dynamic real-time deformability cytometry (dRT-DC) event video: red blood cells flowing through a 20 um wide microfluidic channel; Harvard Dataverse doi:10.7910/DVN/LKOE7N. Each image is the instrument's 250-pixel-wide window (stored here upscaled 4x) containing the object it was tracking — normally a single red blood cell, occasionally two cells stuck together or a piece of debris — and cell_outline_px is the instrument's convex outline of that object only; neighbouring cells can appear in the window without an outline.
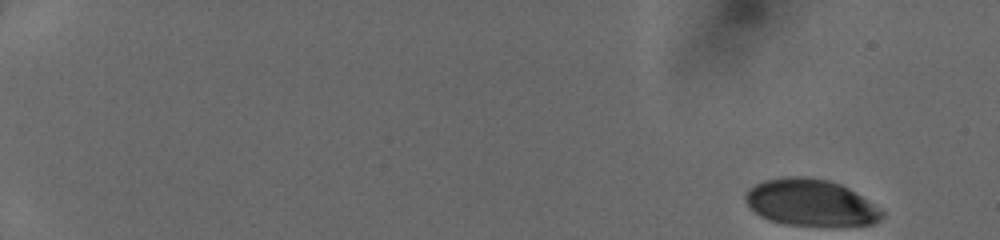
{"species": "human", "species_latin": "Homo sapiens", "temperature_condition": "cold", "stored_images_in_passage": 2, "camera_frame_rate_fps": 3000, "um_per_image_px": 0.085, "donor": {"sex": "female"}, "frame": {"image": 1, "passage_image": 1, "time_ms": 0.0, "image_size_px": [1000, 240], "cell_outline_px": [[884, 216], [880, 220], [872, 224], [784, 224], [768, 220], [760, 216], [744, 200], [744, 192], [748, 188], [764, 180], [788, 176], [800, 176], [828, 180], [840, 184], [848, 188], [880, 208], [884, 212]], "centroid_in_image_um": [68.86, 17.2], "position_along_channel_um": 16.1, "area_um2": 36.59}}